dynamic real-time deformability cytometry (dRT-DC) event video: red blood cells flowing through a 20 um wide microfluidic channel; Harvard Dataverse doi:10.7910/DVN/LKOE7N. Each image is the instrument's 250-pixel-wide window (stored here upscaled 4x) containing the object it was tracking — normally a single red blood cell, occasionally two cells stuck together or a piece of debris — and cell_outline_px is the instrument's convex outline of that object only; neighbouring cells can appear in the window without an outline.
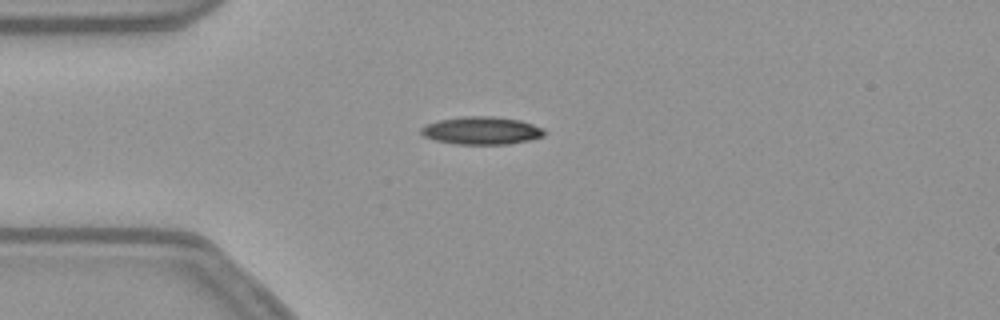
{"species": "common noctule bat (a hibernating species)", "species_latin": "Nyctalus noctula", "temperature_condition": "warm", "stored_images_in_passage": 41, "camera_frame_rate_fps": 3000, "um_per_image_px": 0.085, "animal": {"sex": "female", "body_mass_g": 21.9}, "frame": {"image": 1, "passage_image": 1, "time_ms": 0.0, "image_size_px": [1000, 320], "cell_outline_px": [[544, 136], [528, 140], [508, 144], [456, 144], [436, 140], [424, 136], [420, 132], [420, 128], [424, 124], [440, 120], [464, 116], [492, 116], [520, 120], [544, 128]], "centroid_in_image_um": [40.92, 11.09], "position_along_channel_um": 44.1, "area_um2": 19.88}}
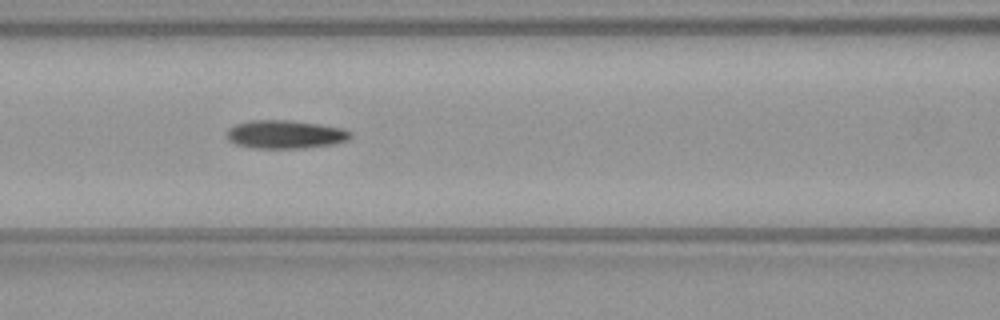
{"frame": {"image": 2, "passage_image": 10, "time_ms": 3.0, "image_size_px": [1000, 320], "cell_outline_px": [[352, 136], [348, 140], [332, 144], [304, 148], [252, 148], [236, 144], [228, 140], [228, 128], [236, 124], [252, 120], [292, 120], [320, 124], [344, 128], [352, 132]], "centroid_in_image_um": [24.28, 11.42], "position_along_channel_um": 142.3, "area_um2": 20.52}}
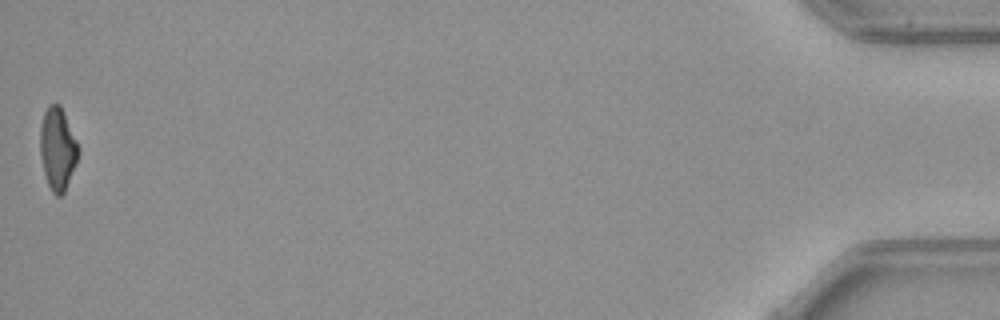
{"frame": {"image": 3, "passage_image": 41, "time_ms": 13.333, "image_size_px": [1000, 320], "cell_outline_px": [[80, 152], [64, 192], [60, 196], [56, 196], [52, 192], [48, 184], [44, 172], [40, 156], [40, 128], [44, 112], [48, 104], [60, 104], [80, 148]], "centroid_in_image_um": [4.89, 12.63], "position_along_channel_um": 430.3, "area_um2": 18.26}, "authors_computed_cell_mechanics": {"area_um2": 19.9988, "velocity_mm_per_s": 3.8184, "shape_relaxation_time_tau1_ms": 9.9416, "shape_relaxation_time_tau2_ms": 10.2944, "deformation_change_tau1": 0.2525, "deformation_change_tau2": 0.2052}}